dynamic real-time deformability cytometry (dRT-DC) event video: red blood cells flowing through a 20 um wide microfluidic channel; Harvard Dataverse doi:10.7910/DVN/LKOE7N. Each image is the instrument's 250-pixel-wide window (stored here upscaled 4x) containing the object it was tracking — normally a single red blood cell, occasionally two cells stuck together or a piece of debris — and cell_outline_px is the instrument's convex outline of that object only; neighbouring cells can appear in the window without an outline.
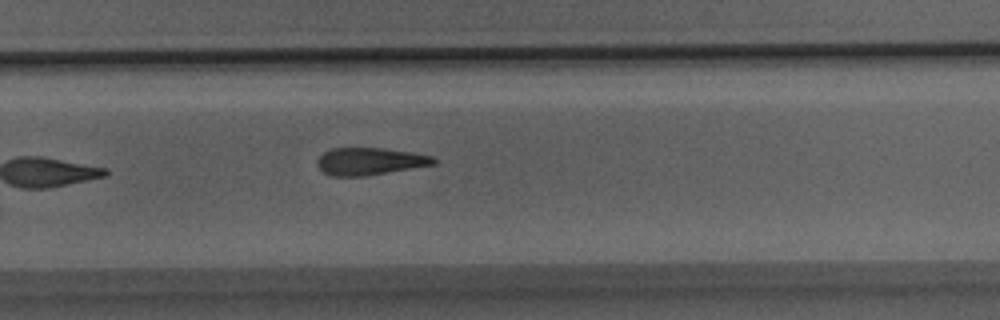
{"species": "Egyptian fruit bat (a non-hibernating species)", "species_latin": "Rousettus aegyptiacus", "temperature_condition": "room temperature", "stored_images_in_passage": 22, "camera_frame_rate_fps": 3000, "um_per_image_px": 0.085, "animal": {"sex": "male"}, "frame": {"image": 1, "passage_image": 22, "time_ms": 7.0, "image_size_px": [1000, 320], "cell_outline_px": [[436, 164], [364, 176], [332, 176], [324, 172], [316, 164], [316, 160], [324, 152], [332, 148], [384, 148], [412, 152], [432, 156], [436, 160]], "centroid_in_image_um": [31.42, 13.71], "position_along_channel_um": 298.4, "area_um2": 18.44}}